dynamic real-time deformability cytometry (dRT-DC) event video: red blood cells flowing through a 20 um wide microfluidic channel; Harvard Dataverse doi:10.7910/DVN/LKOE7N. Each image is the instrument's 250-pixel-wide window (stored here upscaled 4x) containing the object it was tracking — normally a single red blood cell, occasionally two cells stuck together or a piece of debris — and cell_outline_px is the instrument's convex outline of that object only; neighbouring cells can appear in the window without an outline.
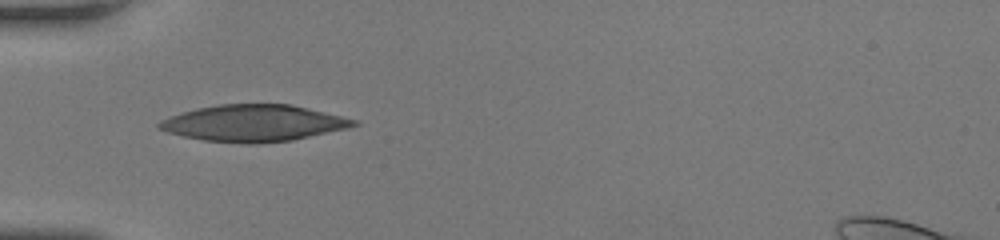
{"species": "human", "species_latin": "Homo sapiens", "temperature_condition": "room temperature", "stored_images_in_passage": 34, "camera_frame_rate_fps": 3000, "um_per_image_px": 0.085, "donor": {"sex": "female"}, "frame": {"image": 1, "passage_image": 1, "time_ms": 0.0, "image_size_px": [1000, 240], "cell_outline_px": [[360, 124], [348, 128], [292, 140], [252, 144], [248, 144], [204, 140], [184, 136], [168, 132], [156, 128], [156, 124], [160, 120], [196, 108], [220, 104], [292, 104], [360, 120]], "centroid_in_image_um": [21.59, 10.46], "position_along_channel_um": 63.4, "area_um2": 41.5}}
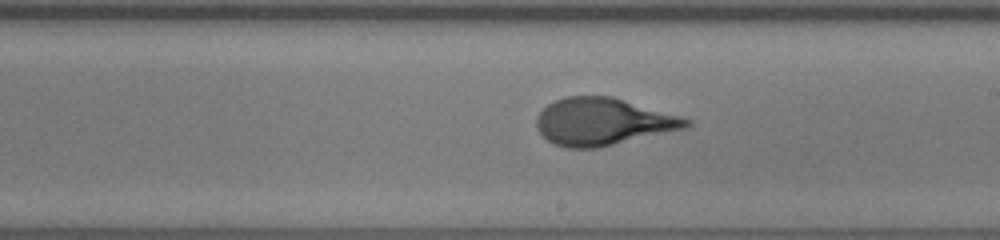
{"frame": {"image": 2, "passage_image": 14, "time_ms": 4.333, "image_size_px": [1000, 240], "cell_outline_px": [[692, 124], [684, 128], [596, 148], [568, 148], [556, 144], [548, 140], [536, 128], [536, 116], [548, 104], [564, 96], [612, 96], [680, 116], [692, 120]], "centroid_in_image_um": [51.21, 10.33], "position_along_channel_um": 237.8, "area_um2": 40.75}}
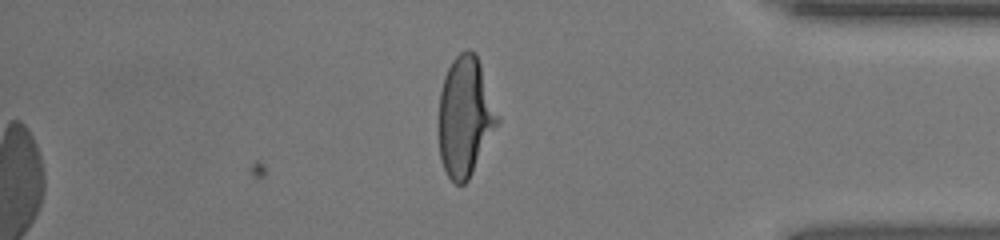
{"frame": {"image": 3, "passage_image": 27, "time_ms": 8.667, "image_size_px": [1000, 240], "cell_outline_px": [[500, 120], [468, 180], [464, 184], [456, 184], [448, 176], [440, 160], [440, 92], [444, 76], [452, 60], [460, 52], [468, 48], [476, 56], [480, 64], [500, 116]], "centroid_in_image_um": [39.55, 9.9], "position_along_channel_um": 395.7, "area_um2": 40.46}, "authors_computed_cell_mechanics": {"area_um2": 41.0091, "velocity_mm_per_s": 4.151, "shape_relaxation_time_tau1_ms": 4.4271, "shape_relaxation_time_tau2_ms": null, "deformation_change_tau1": 0.2205, "deformation_change_tau2": null}}